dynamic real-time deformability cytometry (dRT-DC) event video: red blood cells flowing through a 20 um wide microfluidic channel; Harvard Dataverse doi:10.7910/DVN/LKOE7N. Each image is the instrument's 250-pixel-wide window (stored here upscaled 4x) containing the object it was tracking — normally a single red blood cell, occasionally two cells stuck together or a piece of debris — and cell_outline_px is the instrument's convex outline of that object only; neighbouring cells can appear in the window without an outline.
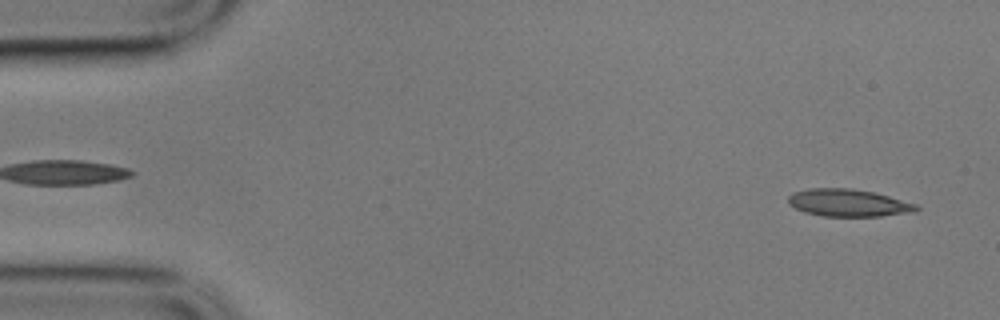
{"species": "common noctule bat (a hibernating species)", "species_latin": "Nyctalus noctula", "temperature_condition": "cold", "stored_images_in_passage": 6, "segment_of_instrument_passage": [2, 2], "camera_frame_rate_fps": 3000, "um_per_image_px": 0.085, "animal": {"sex": "male", "body_mass_g": 17.9}, "frame": {"image": 1, "passage_image": 6, "time_ms": 1.667, "image_size_px": [1000, 320], "cell_outline_px": [[920, 208], [912, 212], [880, 216], [820, 216], [804, 212], [788, 204], [788, 196], [792, 192], [808, 188], [852, 188], [872, 192], [888, 196], [916, 204]], "centroid_in_image_um": [72.05, 17.24], "position_along_channel_um": 13.0, "area_um2": 20.4}}